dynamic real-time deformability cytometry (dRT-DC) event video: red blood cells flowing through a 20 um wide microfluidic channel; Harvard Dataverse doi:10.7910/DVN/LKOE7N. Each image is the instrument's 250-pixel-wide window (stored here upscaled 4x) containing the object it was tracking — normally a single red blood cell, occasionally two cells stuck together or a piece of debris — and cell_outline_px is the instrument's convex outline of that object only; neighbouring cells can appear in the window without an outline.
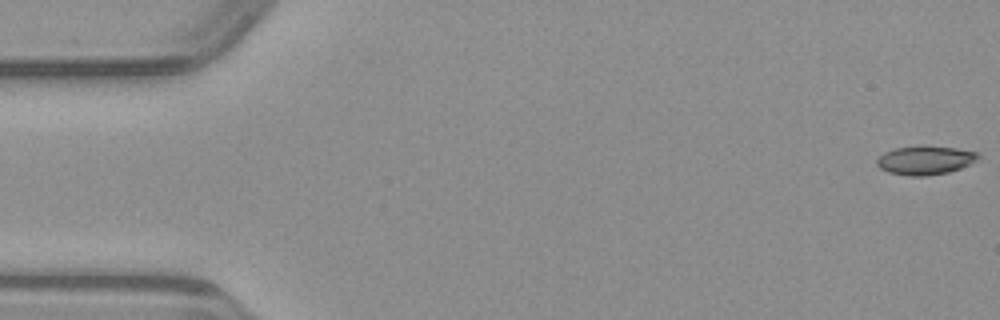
{"species": "common noctule bat (a hibernating species)", "species_latin": "Nyctalus noctula", "temperature_condition": "warm", "stored_images_in_passage": 50, "camera_frame_rate_fps": 3000, "um_per_image_px": 0.085, "animal": {"sex": "male", "body_mass_g": 23.1, "forearm_length_mm": 52.7}, "frame": {"image": 1, "passage_image": 1, "time_ms": 0.0, "image_size_px": [1000, 320], "cell_outline_px": [[980, 156], [972, 164], [948, 172], [924, 176], [908, 176], [888, 172], [880, 168], [876, 164], [876, 160], [884, 152], [896, 148], [920, 144], [924, 144], [956, 148], [980, 152]], "centroid_in_image_um": [78.66, 13.59], "position_along_channel_um": 6.3, "area_um2": 17.4}}
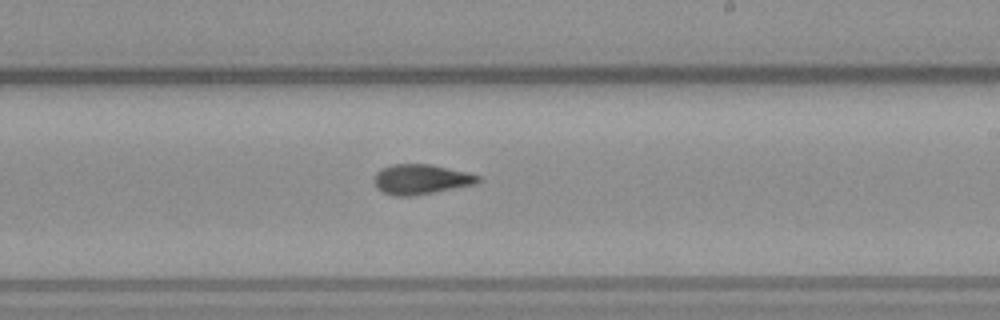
{"frame": {"image": 2, "passage_image": 29, "time_ms": 9.333, "image_size_px": [1000, 320], "cell_outline_px": [[484, 180], [476, 184], [432, 192], [408, 196], [396, 196], [384, 192], [376, 188], [372, 180], [376, 172], [380, 168], [392, 164], [432, 164], [468, 172], [480, 176]], "centroid_in_image_um": [35.78, 15.22], "position_along_channel_um": 253.2, "area_um2": 18.32}}
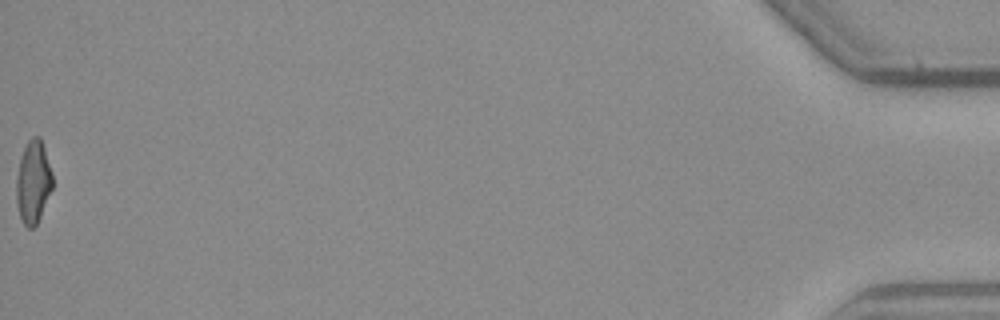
{"frame": {"image": 3, "passage_image": 50, "time_ms": 16.333, "image_size_px": [1000, 320], "cell_outline_px": [[52, 188], [40, 216], [36, 224], [32, 228], [28, 228], [24, 224], [20, 216], [16, 200], [16, 176], [20, 156], [28, 140], [32, 136], [40, 136], [52, 172]], "centroid_in_image_um": [2.8, 15.43], "position_along_channel_um": 432.4, "area_um2": 17.34}}